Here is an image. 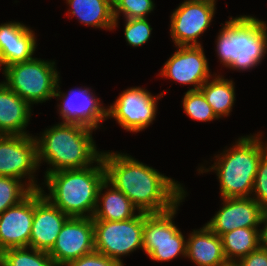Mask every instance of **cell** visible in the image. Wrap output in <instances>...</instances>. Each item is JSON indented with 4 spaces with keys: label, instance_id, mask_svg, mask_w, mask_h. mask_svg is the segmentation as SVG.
Returning <instances> with one entry per match:
<instances>
[{
    "label": "cell",
    "instance_id": "obj_1",
    "mask_svg": "<svg viewBox=\"0 0 267 266\" xmlns=\"http://www.w3.org/2000/svg\"><path fill=\"white\" fill-rule=\"evenodd\" d=\"M101 157L106 180L123 192L139 212H165L186 197L187 191L180 182L129 154L103 151Z\"/></svg>",
    "mask_w": 267,
    "mask_h": 266
},
{
    "label": "cell",
    "instance_id": "obj_2",
    "mask_svg": "<svg viewBox=\"0 0 267 266\" xmlns=\"http://www.w3.org/2000/svg\"><path fill=\"white\" fill-rule=\"evenodd\" d=\"M94 129L60 122L35 136L38 163L46 162L45 175L65 169H82L94 165L101 157L92 137Z\"/></svg>",
    "mask_w": 267,
    "mask_h": 266
},
{
    "label": "cell",
    "instance_id": "obj_3",
    "mask_svg": "<svg viewBox=\"0 0 267 266\" xmlns=\"http://www.w3.org/2000/svg\"><path fill=\"white\" fill-rule=\"evenodd\" d=\"M241 136L228 149L215 155L214 163L206 168L198 167L199 174L215 172L220 186L221 198L251 197L255 175L262 156L267 152L262 132ZM261 134V135H260Z\"/></svg>",
    "mask_w": 267,
    "mask_h": 266
},
{
    "label": "cell",
    "instance_id": "obj_4",
    "mask_svg": "<svg viewBox=\"0 0 267 266\" xmlns=\"http://www.w3.org/2000/svg\"><path fill=\"white\" fill-rule=\"evenodd\" d=\"M106 179L100 157L96 164L82 169L59 170L44 176L43 196L69 217L92 218L101 184ZM46 193V194H45Z\"/></svg>",
    "mask_w": 267,
    "mask_h": 266
},
{
    "label": "cell",
    "instance_id": "obj_5",
    "mask_svg": "<svg viewBox=\"0 0 267 266\" xmlns=\"http://www.w3.org/2000/svg\"><path fill=\"white\" fill-rule=\"evenodd\" d=\"M267 21L251 15L229 17L221 24L216 42L220 64L230 70L248 71L261 64L267 54Z\"/></svg>",
    "mask_w": 267,
    "mask_h": 266
},
{
    "label": "cell",
    "instance_id": "obj_6",
    "mask_svg": "<svg viewBox=\"0 0 267 266\" xmlns=\"http://www.w3.org/2000/svg\"><path fill=\"white\" fill-rule=\"evenodd\" d=\"M55 64L36 57L12 64L1 68L5 77L2 82L31 106L46 102L54 97L60 78Z\"/></svg>",
    "mask_w": 267,
    "mask_h": 266
},
{
    "label": "cell",
    "instance_id": "obj_7",
    "mask_svg": "<svg viewBox=\"0 0 267 266\" xmlns=\"http://www.w3.org/2000/svg\"><path fill=\"white\" fill-rule=\"evenodd\" d=\"M184 199L168 211L144 213L143 251L151 260L168 262L186 257L187 238L173 221Z\"/></svg>",
    "mask_w": 267,
    "mask_h": 266
},
{
    "label": "cell",
    "instance_id": "obj_8",
    "mask_svg": "<svg viewBox=\"0 0 267 266\" xmlns=\"http://www.w3.org/2000/svg\"><path fill=\"white\" fill-rule=\"evenodd\" d=\"M95 251L124 266L123 256L143 250L144 212L125 221L93 220Z\"/></svg>",
    "mask_w": 267,
    "mask_h": 266
},
{
    "label": "cell",
    "instance_id": "obj_9",
    "mask_svg": "<svg viewBox=\"0 0 267 266\" xmlns=\"http://www.w3.org/2000/svg\"><path fill=\"white\" fill-rule=\"evenodd\" d=\"M38 169L40 168L35 136L0 135V176L23 179L32 190H39L42 184L35 180Z\"/></svg>",
    "mask_w": 267,
    "mask_h": 266
},
{
    "label": "cell",
    "instance_id": "obj_10",
    "mask_svg": "<svg viewBox=\"0 0 267 266\" xmlns=\"http://www.w3.org/2000/svg\"><path fill=\"white\" fill-rule=\"evenodd\" d=\"M163 96L164 92L154 96L140 86L127 88L108 106L107 119L114 118L123 130L143 131L155 120L158 100Z\"/></svg>",
    "mask_w": 267,
    "mask_h": 266
},
{
    "label": "cell",
    "instance_id": "obj_11",
    "mask_svg": "<svg viewBox=\"0 0 267 266\" xmlns=\"http://www.w3.org/2000/svg\"><path fill=\"white\" fill-rule=\"evenodd\" d=\"M216 3L184 0L170 16V35L176 46H202L197 40L210 26Z\"/></svg>",
    "mask_w": 267,
    "mask_h": 266
},
{
    "label": "cell",
    "instance_id": "obj_12",
    "mask_svg": "<svg viewBox=\"0 0 267 266\" xmlns=\"http://www.w3.org/2000/svg\"><path fill=\"white\" fill-rule=\"evenodd\" d=\"M60 78L54 98L61 102L57 105L61 122L80 124L97 130L101 122L107 120V107L103 106L91 88H72L68 93L60 90Z\"/></svg>",
    "mask_w": 267,
    "mask_h": 266
},
{
    "label": "cell",
    "instance_id": "obj_13",
    "mask_svg": "<svg viewBox=\"0 0 267 266\" xmlns=\"http://www.w3.org/2000/svg\"><path fill=\"white\" fill-rule=\"evenodd\" d=\"M176 51L164 63L159 76L176 83L193 85L189 91L199 90L211 75L203 46H176Z\"/></svg>",
    "mask_w": 267,
    "mask_h": 266
},
{
    "label": "cell",
    "instance_id": "obj_14",
    "mask_svg": "<svg viewBox=\"0 0 267 266\" xmlns=\"http://www.w3.org/2000/svg\"><path fill=\"white\" fill-rule=\"evenodd\" d=\"M95 251L93 218L70 217L48 252L57 266Z\"/></svg>",
    "mask_w": 267,
    "mask_h": 266
},
{
    "label": "cell",
    "instance_id": "obj_15",
    "mask_svg": "<svg viewBox=\"0 0 267 266\" xmlns=\"http://www.w3.org/2000/svg\"><path fill=\"white\" fill-rule=\"evenodd\" d=\"M222 207L205 225L221 236L238 228H259L263 209L252 197L222 198Z\"/></svg>",
    "mask_w": 267,
    "mask_h": 266
},
{
    "label": "cell",
    "instance_id": "obj_16",
    "mask_svg": "<svg viewBox=\"0 0 267 266\" xmlns=\"http://www.w3.org/2000/svg\"><path fill=\"white\" fill-rule=\"evenodd\" d=\"M69 218L43 196L41 189L34 190V217L29 247L49 252Z\"/></svg>",
    "mask_w": 267,
    "mask_h": 266
},
{
    "label": "cell",
    "instance_id": "obj_17",
    "mask_svg": "<svg viewBox=\"0 0 267 266\" xmlns=\"http://www.w3.org/2000/svg\"><path fill=\"white\" fill-rule=\"evenodd\" d=\"M34 217V190L0 214V250L29 247Z\"/></svg>",
    "mask_w": 267,
    "mask_h": 266
},
{
    "label": "cell",
    "instance_id": "obj_18",
    "mask_svg": "<svg viewBox=\"0 0 267 266\" xmlns=\"http://www.w3.org/2000/svg\"><path fill=\"white\" fill-rule=\"evenodd\" d=\"M31 29L15 21L0 25V69L35 57L37 36Z\"/></svg>",
    "mask_w": 267,
    "mask_h": 266
},
{
    "label": "cell",
    "instance_id": "obj_19",
    "mask_svg": "<svg viewBox=\"0 0 267 266\" xmlns=\"http://www.w3.org/2000/svg\"><path fill=\"white\" fill-rule=\"evenodd\" d=\"M197 266H227L221 238L206 225L194 229L187 238L186 257Z\"/></svg>",
    "mask_w": 267,
    "mask_h": 266
},
{
    "label": "cell",
    "instance_id": "obj_20",
    "mask_svg": "<svg viewBox=\"0 0 267 266\" xmlns=\"http://www.w3.org/2000/svg\"><path fill=\"white\" fill-rule=\"evenodd\" d=\"M31 105L0 82V135H27Z\"/></svg>",
    "mask_w": 267,
    "mask_h": 266
},
{
    "label": "cell",
    "instance_id": "obj_21",
    "mask_svg": "<svg viewBox=\"0 0 267 266\" xmlns=\"http://www.w3.org/2000/svg\"><path fill=\"white\" fill-rule=\"evenodd\" d=\"M138 213L131 200L105 179L98 192L93 220L125 221Z\"/></svg>",
    "mask_w": 267,
    "mask_h": 266
},
{
    "label": "cell",
    "instance_id": "obj_22",
    "mask_svg": "<svg viewBox=\"0 0 267 266\" xmlns=\"http://www.w3.org/2000/svg\"><path fill=\"white\" fill-rule=\"evenodd\" d=\"M67 15L78 18L85 26L114 30L113 0H66Z\"/></svg>",
    "mask_w": 267,
    "mask_h": 266
},
{
    "label": "cell",
    "instance_id": "obj_23",
    "mask_svg": "<svg viewBox=\"0 0 267 266\" xmlns=\"http://www.w3.org/2000/svg\"><path fill=\"white\" fill-rule=\"evenodd\" d=\"M234 84L233 80L225 79L224 76L214 73L211 80L209 78L199 89L219 119L228 117L232 112L236 101Z\"/></svg>",
    "mask_w": 267,
    "mask_h": 266
},
{
    "label": "cell",
    "instance_id": "obj_24",
    "mask_svg": "<svg viewBox=\"0 0 267 266\" xmlns=\"http://www.w3.org/2000/svg\"><path fill=\"white\" fill-rule=\"evenodd\" d=\"M220 238L228 263H237L261 246L259 228H238L222 234Z\"/></svg>",
    "mask_w": 267,
    "mask_h": 266
},
{
    "label": "cell",
    "instance_id": "obj_25",
    "mask_svg": "<svg viewBox=\"0 0 267 266\" xmlns=\"http://www.w3.org/2000/svg\"><path fill=\"white\" fill-rule=\"evenodd\" d=\"M30 251V252H29ZM0 266H57L48 252L30 247L2 251Z\"/></svg>",
    "mask_w": 267,
    "mask_h": 266
},
{
    "label": "cell",
    "instance_id": "obj_26",
    "mask_svg": "<svg viewBox=\"0 0 267 266\" xmlns=\"http://www.w3.org/2000/svg\"><path fill=\"white\" fill-rule=\"evenodd\" d=\"M21 179L0 176V214L25 199L33 190Z\"/></svg>",
    "mask_w": 267,
    "mask_h": 266
},
{
    "label": "cell",
    "instance_id": "obj_27",
    "mask_svg": "<svg viewBox=\"0 0 267 266\" xmlns=\"http://www.w3.org/2000/svg\"><path fill=\"white\" fill-rule=\"evenodd\" d=\"M182 106L186 115L197 121L210 122L219 118L200 90L185 92Z\"/></svg>",
    "mask_w": 267,
    "mask_h": 266
},
{
    "label": "cell",
    "instance_id": "obj_28",
    "mask_svg": "<svg viewBox=\"0 0 267 266\" xmlns=\"http://www.w3.org/2000/svg\"><path fill=\"white\" fill-rule=\"evenodd\" d=\"M154 7L153 0H113L114 29L118 27L121 14L124 19L147 18Z\"/></svg>",
    "mask_w": 267,
    "mask_h": 266
},
{
    "label": "cell",
    "instance_id": "obj_29",
    "mask_svg": "<svg viewBox=\"0 0 267 266\" xmlns=\"http://www.w3.org/2000/svg\"><path fill=\"white\" fill-rule=\"evenodd\" d=\"M152 29L148 18L125 19V40L132 47L142 46L150 39Z\"/></svg>",
    "mask_w": 267,
    "mask_h": 266
},
{
    "label": "cell",
    "instance_id": "obj_30",
    "mask_svg": "<svg viewBox=\"0 0 267 266\" xmlns=\"http://www.w3.org/2000/svg\"><path fill=\"white\" fill-rule=\"evenodd\" d=\"M251 197L259 203L263 210H267V152L259 162Z\"/></svg>",
    "mask_w": 267,
    "mask_h": 266
},
{
    "label": "cell",
    "instance_id": "obj_31",
    "mask_svg": "<svg viewBox=\"0 0 267 266\" xmlns=\"http://www.w3.org/2000/svg\"><path fill=\"white\" fill-rule=\"evenodd\" d=\"M64 266H123L118 261L110 259L109 257L97 251H93L82 257L66 263Z\"/></svg>",
    "mask_w": 267,
    "mask_h": 266
},
{
    "label": "cell",
    "instance_id": "obj_32",
    "mask_svg": "<svg viewBox=\"0 0 267 266\" xmlns=\"http://www.w3.org/2000/svg\"><path fill=\"white\" fill-rule=\"evenodd\" d=\"M237 266H267V249L259 247L257 250L250 252L247 256L242 257Z\"/></svg>",
    "mask_w": 267,
    "mask_h": 266
},
{
    "label": "cell",
    "instance_id": "obj_33",
    "mask_svg": "<svg viewBox=\"0 0 267 266\" xmlns=\"http://www.w3.org/2000/svg\"><path fill=\"white\" fill-rule=\"evenodd\" d=\"M263 225V228L260 229V244L261 247L267 249V210L263 211L262 218H261V224Z\"/></svg>",
    "mask_w": 267,
    "mask_h": 266
},
{
    "label": "cell",
    "instance_id": "obj_34",
    "mask_svg": "<svg viewBox=\"0 0 267 266\" xmlns=\"http://www.w3.org/2000/svg\"><path fill=\"white\" fill-rule=\"evenodd\" d=\"M227 266H237L236 263H229Z\"/></svg>",
    "mask_w": 267,
    "mask_h": 266
}]
</instances>
